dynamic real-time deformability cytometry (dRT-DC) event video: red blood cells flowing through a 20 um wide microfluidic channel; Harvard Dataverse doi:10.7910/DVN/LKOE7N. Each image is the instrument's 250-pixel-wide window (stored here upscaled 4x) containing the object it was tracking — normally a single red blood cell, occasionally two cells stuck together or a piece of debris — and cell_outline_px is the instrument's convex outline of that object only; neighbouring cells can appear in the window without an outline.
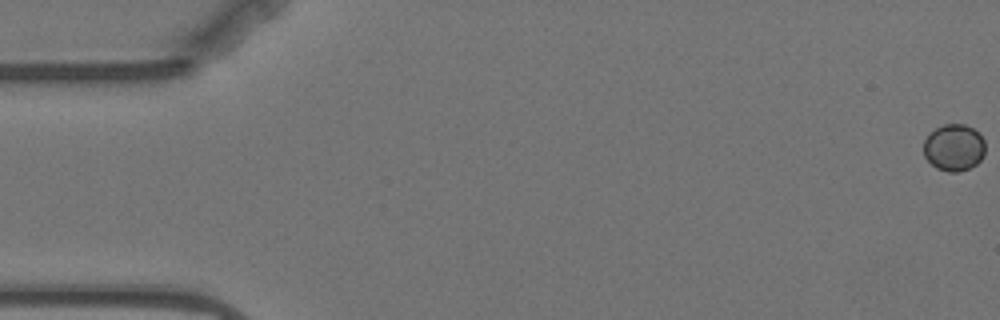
{"species": "Egyptian fruit bat (a non-hibernating species)", "species_latin": "Rousettus aegyptiacus", "temperature_condition": "warm", "stored_images_in_passage": 10, "camera_frame_rate_fps": 3000, "um_per_image_px": 0.085, "animal": {"sex": "female"}, "frame": {"image": 1, "passage_image": 1, "time_ms": 0.0, "image_size_px": [1000, 320], "cell_outline_px": [[984, 156], [976, 164], [960, 172], [948, 172], [936, 168], [924, 156], [924, 140], [936, 128], [944, 124], [964, 124], [980, 132], [984, 140]], "centroid_in_image_um": [81.1, 12.54], "position_along_channel_um": 3.9, "area_um2": 16.82}}